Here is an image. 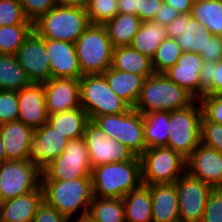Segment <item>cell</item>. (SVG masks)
<instances>
[{
	"instance_id": "cell-1",
	"label": "cell",
	"mask_w": 222,
	"mask_h": 222,
	"mask_svg": "<svg viewBox=\"0 0 222 222\" xmlns=\"http://www.w3.org/2000/svg\"><path fill=\"white\" fill-rule=\"evenodd\" d=\"M43 200L55 207L71 222H84L93 200L92 178L79 177L72 180H41ZM80 210V211H79ZM75 217V218H74ZM74 218V219H73Z\"/></svg>"
},
{
	"instance_id": "cell-2",
	"label": "cell",
	"mask_w": 222,
	"mask_h": 222,
	"mask_svg": "<svg viewBox=\"0 0 222 222\" xmlns=\"http://www.w3.org/2000/svg\"><path fill=\"white\" fill-rule=\"evenodd\" d=\"M91 178L93 197L122 199L143 184L140 158L96 166Z\"/></svg>"
},
{
	"instance_id": "cell-3",
	"label": "cell",
	"mask_w": 222,
	"mask_h": 222,
	"mask_svg": "<svg viewBox=\"0 0 222 222\" xmlns=\"http://www.w3.org/2000/svg\"><path fill=\"white\" fill-rule=\"evenodd\" d=\"M91 25L85 6L58 3L33 23L42 37L75 43Z\"/></svg>"
},
{
	"instance_id": "cell-4",
	"label": "cell",
	"mask_w": 222,
	"mask_h": 222,
	"mask_svg": "<svg viewBox=\"0 0 222 222\" xmlns=\"http://www.w3.org/2000/svg\"><path fill=\"white\" fill-rule=\"evenodd\" d=\"M196 99L170 81L164 73H154L143 82L134 109L140 113L173 111L188 107Z\"/></svg>"
},
{
	"instance_id": "cell-5",
	"label": "cell",
	"mask_w": 222,
	"mask_h": 222,
	"mask_svg": "<svg viewBox=\"0 0 222 222\" xmlns=\"http://www.w3.org/2000/svg\"><path fill=\"white\" fill-rule=\"evenodd\" d=\"M83 75L103 74L112 65L113 45L104 25L91 24L75 41Z\"/></svg>"
},
{
	"instance_id": "cell-6",
	"label": "cell",
	"mask_w": 222,
	"mask_h": 222,
	"mask_svg": "<svg viewBox=\"0 0 222 222\" xmlns=\"http://www.w3.org/2000/svg\"><path fill=\"white\" fill-rule=\"evenodd\" d=\"M80 106L89 120L94 117L120 114L131 107L110 88L103 74H86L79 80Z\"/></svg>"
},
{
	"instance_id": "cell-7",
	"label": "cell",
	"mask_w": 222,
	"mask_h": 222,
	"mask_svg": "<svg viewBox=\"0 0 222 222\" xmlns=\"http://www.w3.org/2000/svg\"><path fill=\"white\" fill-rule=\"evenodd\" d=\"M202 108L195 100L186 108L169 111L167 147L188 158L201 143Z\"/></svg>"
},
{
	"instance_id": "cell-8",
	"label": "cell",
	"mask_w": 222,
	"mask_h": 222,
	"mask_svg": "<svg viewBox=\"0 0 222 222\" xmlns=\"http://www.w3.org/2000/svg\"><path fill=\"white\" fill-rule=\"evenodd\" d=\"M92 121L107 133V136L126 145L135 156L146 150L143 114L130 108L120 114L94 117Z\"/></svg>"
},
{
	"instance_id": "cell-9",
	"label": "cell",
	"mask_w": 222,
	"mask_h": 222,
	"mask_svg": "<svg viewBox=\"0 0 222 222\" xmlns=\"http://www.w3.org/2000/svg\"><path fill=\"white\" fill-rule=\"evenodd\" d=\"M139 158L144 185L174 183L186 171V158L169 147L148 148Z\"/></svg>"
},
{
	"instance_id": "cell-10",
	"label": "cell",
	"mask_w": 222,
	"mask_h": 222,
	"mask_svg": "<svg viewBox=\"0 0 222 222\" xmlns=\"http://www.w3.org/2000/svg\"><path fill=\"white\" fill-rule=\"evenodd\" d=\"M92 166L84 137L69 140L62 154L41 170V180H72L91 177Z\"/></svg>"
},
{
	"instance_id": "cell-11",
	"label": "cell",
	"mask_w": 222,
	"mask_h": 222,
	"mask_svg": "<svg viewBox=\"0 0 222 222\" xmlns=\"http://www.w3.org/2000/svg\"><path fill=\"white\" fill-rule=\"evenodd\" d=\"M41 170L27 160H7L0 165V202L41 186Z\"/></svg>"
},
{
	"instance_id": "cell-12",
	"label": "cell",
	"mask_w": 222,
	"mask_h": 222,
	"mask_svg": "<svg viewBox=\"0 0 222 222\" xmlns=\"http://www.w3.org/2000/svg\"><path fill=\"white\" fill-rule=\"evenodd\" d=\"M92 168L132 160L135 155L123 143L113 140L92 120L86 124L83 135Z\"/></svg>"
},
{
	"instance_id": "cell-13",
	"label": "cell",
	"mask_w": 222,
	"mask_h": 222,
	"mask_svg": "<svg viewBox=\"0 0 222 222\" xmlns=\"http://www.w3.org/2000/svg\"><path fill=\"white\" fill-rule=\"evenodd\" d=\"M174 183L177 190L180 222H201L207 198L213 188L187 171Z\"/></svg>"
},
{
	"instance_id": "cell-14",
	"label": "cell",
	"mask_w": 222,
	"mask_h": 222,
	"mask_svg": "<svg viewBox=\"0 0 222 222\" xmlns=\"http://www.w3.org/2000/svg\"><path fill=\"white\" fill-rule=\"evenodd\" d=\"M16 57L31 82L43 83L51 78L45 38H42L34 29L24 39Z\"/></svg>"
},
{
	"instance_id": "cell-15",
	"label": "cell",
	"mask_w": 222,
	"mask_h": 222,
	"mask_svg": "<svg viewBox=\"0 0 222 222\" xmlns=\"http://www.w3.org/2000/svg\"><path fill=\"white\" fill-rule=\"evenodd\" d=\"M69 139L48 122L33 132L27 159L42 170L50 161L63 153Z\"/></svg>"
},
{
	"instance_id": "cell-16",
	"label": "cell",
	"mask_w": 222,
	"mask_h": 222,
	"mask_svg": "<svg viewBox=\"0 0 222 222\" xmlns=\"http://www.w3.org/2000/svg\"><path fill=\"white\" fill-rule=\"evenodd\" d=\"M186 171L213 189L222 188V154L200 143L186 159Z\"/></svg>"
},
{
	"instance_id": "cell-17",
	"label": "cell",
	"mask_w": 222,
	"mask_h": 222,
	"mask_svg": "<svg viewBox=\"0 0 222 222\" xmlns=\"http://www.w3.org/2000/svg\"><path fill=\"white\" fill-rule=\"evenodd\" d=\"M18 121L23 122L33 130L47 123L46 97L43 83L31 82L17 91Z\"/></svg>"
},
{
	"instance_id": "cell-18",
	"label": "cell",
	"mask_w": 222,
	"mask_h": 222,
	"mask_svg": "<svg viewBox=\"0 0 222 222\" xmlns=\"http://www.w3.org/2000/svg\"><path fill=\"white\" fill-rule=\"evenodd\" d=\"M48 115L79 108V80L51 77L43 82Z\"/></svg>"
},
{
	"instance_id": "cell-19",
	"label": "cell",
	"mask_w": 222,
	"mask_h": 222,
	"mask_svg": "<svg viewBox=\"0 0 222 222\" xmlns=\"http://www.w3.org/2000/svg\"><path fill=\"white\" fill-rule=\"evenodd\" d=\"M51 77L72 78L80 80L81 72L75 43L45 38Z\"/></svg>"
},
{
	"instance_id": "cell-20",
	"label": "cell",
	"mask_w": 222,
	"mask_h": 222,
	"mask_svg": "<svg viewBox=\"0 0 222 222\" xmlns=\"http://www.w3.org/2000/svg\"><path fill=\"white\" fill-rule=\"evenodd\" d=\"M204 60L197 53L182 52L177 63L164 72L165 76L184 88L196 100L200 99L199 72Z\"/></svg>"
},
{
	"instance_id": "cell-21",
	"label": "cell",
	"mask_w": 222,
	"mask_h": 222,
	"mask_svg": "<svg viewBox=\"0 0 222 222\" xmlns=\"http://www.w3.org/2000/svg\"><path fill=\"white\" fill-rule=\"evenodd\" d=\"M0 131L7 160H27L34 130L17 120L1 124Z\"/></svg>"
},
{
	"instance_id": "cell-22",
	"label": "cell",
	"mask_w": 222,
	"mask_h": 222,
	"mask_svg": "<svg viewBox=\"0 0 222 222\" xmlns=\"http://www.w3.org/2000/svg\"><path fill=\"white\" fill-rule=\"evenodd\" d=\"M148 186L152 200V222H180L175 183Z\"/></svg>"
},
{
	"instance_id": "cell-23",
	"label": "cell",
	"mask_w": 222,
	"mask_h": 222,
	"mask_svg": "<svg viewBox=\"0 0 222 222\" xmlns=\"http://www.w3.org/2000/svg\"><path fill=\"white\" fill-rule=\"evenodd\" d=\"M43 201V189H38L0 202V222H32Z\"/></svg>"
},
{
	"instance_id": "cell-24",
	"label": "cell",
	"mask_w": 222,
	"mask_h": 222,
	"mask_svg": "<svg viewBox=\"0 0 222 222\" xmlns=\"http://www.w3.org/2000/svg\"><path fill=\"white\" fill-rule=\"evenodd\" d=\"M103 75L113 92L133 108L138 100L145 78L112 67L107 69Z\"/></svg>"
},
{
	"instance_id": "cell-25",
	"label": "cell",
	"mask_w": 222,
	"mask_h": 222,
	"mask_svg": "<svg viewBox=\"0 0 222 222\" xmlns=\"http://www.w3.org/2000/svg\"><path fill=\"white\" fill-rule=\"evenodd\" d=\"M111 67L119 71L141 75L145 79L155 73L152 60L130 45L119 46L113 49Z\"/></svg>"
},
{
	"instance_id": "cell-26",
	"label": "cell",
	"mask_w": 222,
	"mask_h": 222,
	"mask_svg": "<svg viewBox=\"0 0 222 222\" xmlns=\"http://www.w3.org/2000/svg\"><path fill=\"white\" fill-rule=\"evenodd\" d=\"M125 222H152L151 193L148 185L130 191L123 198Z\"/></svg>"
},
{
	"instance_id": "cell-27",
	"label": "cell",
	"mask_w": 222,
	"mask_h": 222,
	"mask_svg": "<svg viewBox=\"0 0 222 222\" xmlns=\"http://www.w3.org/2000/svg\"><path fill=\"white\" fill-rule=\"evenodd\" d=\"M89 117L82 107L48 115L47 122L69 140L84 135Z\"/></svg>"
},
{
	"instance_id": "cell-28",
	"label": "cell",
	"mask_w": 222,
	"mask_h": 222,
	"mask_svg": "<svg viewBox=\"0 0 222 222\" xmlns=\"http://www.w3.org/2000/svg\"><path fill=\"white\" fill-rule=\"evenodd\" d=\"M142 21L137 15L118 13L104 24L113 47L130 45Z\"/></svg>"
},
{
	"instance_id": "cell-29",
	"label": "cell",
	"mask_w": 222,
	"mask_h": 222,
	"mask_svg": "<svg viewBox=\"0 0 222 222\" xmlns=\"http://www.w3.org/2000/svg\"><path fill=\"white\" fill-rule=\"evenodd\" d=\"M167 38L169 36L166 26L154 21H146L142 22L130 46L152 60L161 42Z\"/></svg>"
},
{
	"instance_id": "cell-30",
	"label": "cell",
	"mask_w": 222,
	"mask_h": 222,
	"mask_svg": "<svg viewBox=\"0 0 222 222\" xmlns=\"http://www.w3.org/2000/svg\"><path fill=\"white\" fill-rule=\"evenodd\" d=\"M181 36L175 39L183 52L200 54L205 52V46L211 34L204 24L191 16V13L184 14V29Z\"/></svg>"
},
{
	"instance_id": "cell-31",
	"label": "cell",
	"mask_w": 222,
	"mask_h": 222,
	"mask_svg": "<svg viewBox=\"0 0 222 222\" xmlns=\"http://www.w3.org/2000/svg\"><path fill=\"white\" fill-rule=\"evenodd\" d=\"M142 114L146 149L167 147L169 138V111Z\"/></svg>"
},
{
	"instance_id": "cell-32",
	"label": "cell",
	"mask_w": 222,
	"mask_h": 222,
	"mask_svg": "<svg viewBox=\"0 0 222 222\" xmlns=\"http://www.w3.org/2000/svg\"><path fill=\"white\" fill-rule=\"evenodd\" d=\"M30 83L16 55L0 53V90L17 92Z\"/></svg>"
},
{
	"instance_id": "cell-33",
	"label": "cell",
	"mask_w": 222,
	"mask_h": 222,
	"mask_svg": "<svg viewBox=\"0 0 222 222\" xmlns=\"http://www.w3.org/2000/svg\"><path fill=\"white\" fill-rule=\"evenodd\" d=\"M191 16L211 34L222 37V0H194Z\"/></svg>"
},
{
	"instance_id": "cell-34",
	"label": "cell",
	"mask_w": 222,
	"mask_h": 222,
	"mask_svg": "<svg viewBox=\"0 0 222 222\" xmlns=\"http://www.w3.org/2000/svg\"><path fill=\"white\" fill-rule=\"evenodd\" d=\"M84 222H125L123 200L93 197Z\"/></svg>"
},
{
	"instance_id": "cell-35",
	"label": "cell",
	"mask_w": 222,
	"mask_h": 222,
	"mask_svg": "<svg viewBox=\"0 0 222 222\" xmlns=\"http://www.w3.org/2000/svg\"><path fill=\"white\" fill-rule=\"evenodd\" d=\"M32 30L33 24L0 26V53L16 55Z\"/></svg>"
},
{
	"instance_id": "cell-36",
	"label": "cell",
	"mask_w": 222,
	"mask_h": 222,
	"mask_svg": "<svg viewBox=\"0 0 222 222\" xmlns=\"http://www.w3.org/2000/svg\"><path fill=\"white\" fill-rule=\"evenodd\" d=\"M182 50L175 39L163 40L152 58V66L155 73H164L173 67L182 54Z\"/></svg>"
},
{
	"instance_id": "cell-37",
	"label": "cell",
	"mask_w": 222,
	"mask_h": 222,
	"mask_svg": "<svg viewBox=\"0 0 222 222\" xmlns=\"http://www.w3.org/2000/svg\"><path fill=\"white\" fill-rule=\"evenodd\" d=\"M85 9L91 24L104 25L118 14L117 0H88Z\"/></svg>"
},
{
	"instance_id": "cell-38",
	"label": "cell",
	"mask_w": 222,
	"mask_h": 222,
	"mask_svg": "<svg viewBox=\"0 0 222 222\" xmlns=\"http://www.w3.org/2000/svg\"><path fill=\"white\" fill-rule=\"evenodd\" d=\"M33 24L25 16L19 0H0V26Z\"/></svg>"
},
{
	"instance_id": "cell-39",
	"label": "cell",
	"mask_w": 222,
	"mask_h": 222,
	"mask_svg": "<svg viewBox=\"0 0 222 222\" xmlns=\"http://www.w3.org/2000/svg\"><path fill=\"white\" fill-rule=\"evenodd\" d=\"M18 96L16 91L0 90V125L18 120Z\"/></svg>"
},
{
	"instance_id": "cell-40",
	"label": "cell",
	"mask_w": 222,
	"mask_h": 222,
	"mask_svg": "<svg viewBox=\"0 0 222 222\" xmlns=\"http://www.w3.org/2000/svg\"><path fill=\"white\" fill-rule=\"evenodd\" d=\"M201 143L222 154V124L201 119Z\"/></svg>"
},
{
	"instance_id": "cell-41",
	"label": "cell",
	"mask_w": 222,
	"mask_h": 222,
	"mask_svg": "<svg viewBox=\"0 0 222 222\" xmlns=\"http://www.w3.org/2000/svg\"><path fill=\"white\" fill-rule=\"evenodd\" d=\"M199 102L202 116L210 122L222 124V95H203Z\"/></svg>"
},
{
	"instance_id": "cell-42",
	"label": "cell",
	"mask_w": 222,
	"mask_h": 222,
	"mask_svg": "<svg viewBox=\"0 0 222 222\" xmlns=\"http://www.w3.org/2000/svg\"><path fill=\"white\" fill-rule=\"evenodd\" d=\"M25 16L34 23L58 4L57 0H19Z\"/></svg>"
},
{
	"instance_id": "cell-43",
	"label": "cell",
	"mask_w": 222,
	"mask_h": 222,
	"mask_svg": "<svg viewBox=\"0 0 222 222\" xmlns=\"http://www.w3.org/2000/svg\"><path fill=\"white\" fill-rule=\"evenodd\" d=\"M201 222H222V188L210 192Z\"/></svg>"
},
{
	"instance_id": "cell-44",
	"label": "cell",
	"mask_w": 222,
	"mask_h": 222,
	"mask_svg": "<svg viewBox=\"0 0 222 222\" xmlns=\"http://www.w3.org/2000/svg\"><path fill=\"white\" fill-rule=\"evenodd\" d=\"M32 222H70V220L43 200L38 206Z\"/></svg>"
},
{
	"instance_id": "cell-45",
	"label": "cell",
	"mask_w": 222,
	"mask_h": 222,
	"mask_svg": "<svg viewBox=\"0 0 222 222\" xmlns=\"http://www.w3.org/2000/svg\"><path fill=\"white\" fill-rule=\"evenodd\" d=\"M216 63L204 62L199 72L200 98L203 95H213V79Z\"/></svg>"
},
{
	"instance_id": "cell-46",
	"label": "cell",
	"mask_w": 222,
	"mask_h": 222,
	"mask_svg": "<svg viewBox=\"0 0 222 222\" xmlns=\"http://www.w3.org/2000/svg\"><path fill=\"white\" fill-rule=\"evenodd\" d=\"M163 0H136V15L142 22L153 21Z\"/></svg>"
},
{
	"instance_id": "cell-47",
	"label": "cell",
	"mask_w": 222,
	"mask_h": 222,
	"mask_svg": "<svg viewBox=\"0 0 222 222\" xmlns=\"http://www.w3.org/2000/svg\"><path fill=\"white\" fill-rule=\"evenodd\" d=\"M204 62H218L222 59V37L212 35L205 46V52L199 54Z\"/></svg>"
},
{
	"instance_id": "cell-48",
	"label": "cell",
	"mask_w": 222,
	"mask_h": 222,
	"mask_svg": "<svg viewBox=\"0 0 222 222\" xmlns=\"http://www.w3.org/2000/svg\"><path fill=\"white\" fill-rule=\"evenodd\" d=\"M180 14L181 13H179L175 8L163 2L162 5L160 6V10L157 11V14L154 17L153 21L161 25L167 26Z\"/></svg>"
},
{
	"instance_id": "cell-49",
	"label": "cell",
	"mask_w": 222,
	"mask_h": 222,
	"mask_svg": "<svg viewBox=\"0 0 222 222\" xmlns=\"http://www.w3.org/2000/svg\"><path fill=\"white\" fill-rule=\"evenodd\" d=\"M167 32L169 38L176 39L179 36L182 35L184 32V14H180L178 17H176L171 23H169L167 26Z\"/></svg>"
},
{
	"instance_id": "cell-50",
	"label": "cell",
	"mask_w": 222,
	"mask_h": 222,
	"mask_svg": "<svg viewBox=\"0 0 222 222\" xmlns=\"http://www.w3.org/2000/svg\"><path fill=\"white\" fill-rule=\"evenodd\" d=\"M181 14L191 13L194 0H163Z\"/></svg>"
},
{
	"instance_id": "cell-51",
	"label": "cell",
	"mask_w": 222,
	"mask_h": 222,
	"mask_svg": "<svg viewBox=\"0 0 222 222\" xmlns=\"http://www.w3.org/2000/svg\"><path fill=\"white\" fill-rule=\"evenodd\" d=\"M213 75V94L222 95V59L216 62V70Z\"/></svg>"
},
{
	"instance_id": "cell-52",
	"label": "cell",
	"mask_w": 222,
	"mask_h": 222,
	"mask_svg": "<svg viewBox=\"0 0 222 222\" xmlns=\"http://www.w3.org/2000/svg\"><path fill=\"white\" fill-rule=\"evenodd\" d=\"M118 13L136 15V0H117Z\"/></svg>"
},
{
	"instance_id": "cell-53",
	"label": "cell",
	"mask_w": 222,
	"mask_h": 222,
	"mask_svg": "<svg viewBox=\"0 0 222 222\" xmlns=\"http://www.w3.org/2000/svg\"><path fill=\"white\" fill-rule=\"evenodd\" d=\"M58 3L85 6L88 0H57Z\"/></svg>"
},
{
	"instance_id": "cell-54",
	"label": "cell",
	"mask_w": 222,
	"mask_h": 222,
	"mask_svg": "<svg viewBox=\"0 0 222 222\" xmlns=\"http://www.w3.org/2000/svg\"><path fill=\"white\" fill-rule=\"evenodd\" d=\"M7 161L0 131V165Z\"/></svg>"
}]
</instances>
